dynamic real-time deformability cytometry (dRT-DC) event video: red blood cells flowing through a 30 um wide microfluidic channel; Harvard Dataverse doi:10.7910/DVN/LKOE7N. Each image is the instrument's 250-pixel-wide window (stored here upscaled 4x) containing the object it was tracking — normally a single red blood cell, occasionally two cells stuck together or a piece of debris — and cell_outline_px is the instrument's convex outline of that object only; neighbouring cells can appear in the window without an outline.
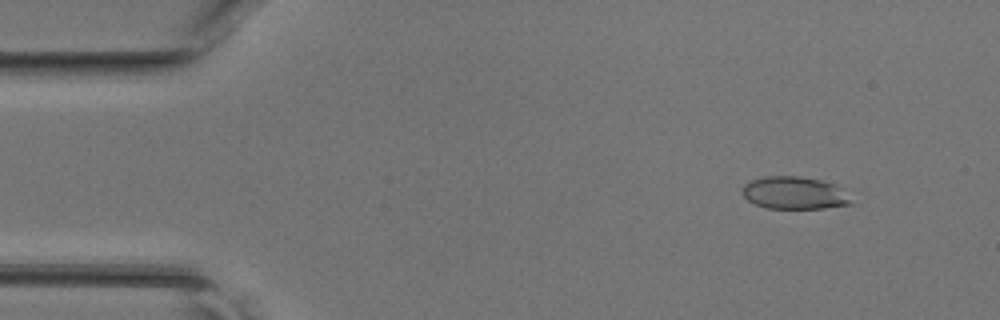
{"species": "common noctule bat (a hibernating species)", "species_latin": "Nyctalus noctula", "temperature_condition": "room temperature", "stored_images_in_passage": 39, "camera_frame_rate_fps": 3000, "um_per_image_px": 0.085, "animal": {"sex": "female", "body_mass_g": 17.0, "forearm_length_mm": 48.0}, "frame": {"image": 1, "passage_image": 5, "time_ms": 1.333, "image_size_px": [1000, 320], "cell_outline_px": [[852, 204], [824, 208], [764, 208], [748, 200], [740, 192], [744, 184], [752, 180], [768, 176], [796, 176], [820, 180], [832, 184]], "centroid_in_image_um": [67.39, 16.41], "position_along_channel_um": 17.6, "area_um2": 19.94}}
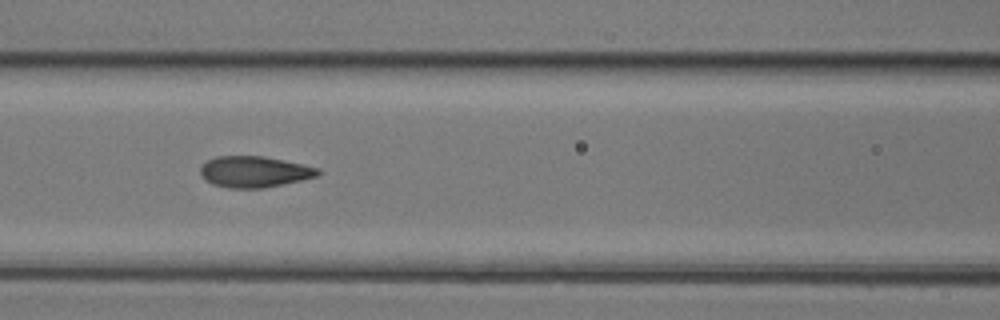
{"frame": {"image": 2, "passage_image": 20, "time_ms": 6.333, "image_size_px": [1000, 320], "cell_outline_px": [[320, 172], [316, 176], [284, 184], [264, 188], [228, 188], [212, 184], [204, 180], [200, 172], [200, 168], [208, 160], [216, 156], [264, 156], [320, 168]], "centroid_in_image_um": [21.59, 14.6], "position_along_channel_um": 145.0, "area_um2": 21.27}}
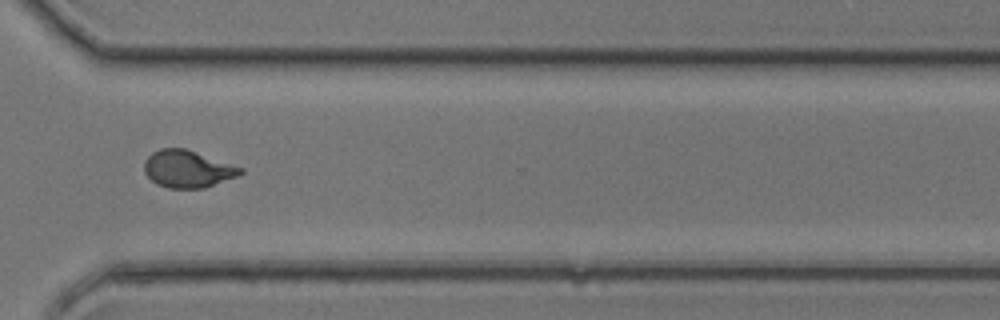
{"frame": {"image": 3, "passage_image": 34, "time_ms": 11.0, "image_size_px": [1000, 320], "cell_outline_px": [[244, 172], [236, 176], [204, 188], [168, 188], [156, 184], [144, 172], [144, 160], [152, 152], [160, 148], [184, 148], [244, 168]], "centroid_in_image_um": [15.92, 14.36], "position_along_channel_um": 354.7, "area_um2": 20.75}}